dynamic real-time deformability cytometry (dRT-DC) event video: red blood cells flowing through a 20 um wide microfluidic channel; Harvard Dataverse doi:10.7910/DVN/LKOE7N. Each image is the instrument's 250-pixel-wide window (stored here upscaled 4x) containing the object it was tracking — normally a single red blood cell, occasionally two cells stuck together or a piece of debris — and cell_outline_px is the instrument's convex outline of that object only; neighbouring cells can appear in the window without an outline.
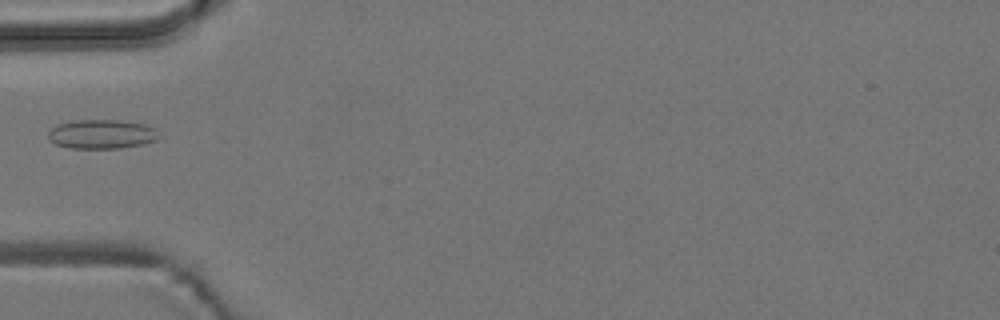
{"species": "common noctule bat (a hibernating species)", "species_latin": "Nyctalus noctula", "temperature_condition": "room temperature", "stored_images_in_passage": 3, "camera_frame_rate_fps": 3000, "um_per_image_px": 0.085, "animal": {"sex": "male", "body_mass_g": 19.2, "forearm_length_mm": 51.8}, "frame": {"image": 1, "passage_image": 2, "time_ms": 1.0, "image_size_px": [1000, 320], "cell_outline_px": [[160, 136], [156, 140], [140, 144], [120, 148], [72, 148], [56, 144], [48, 136], [48, 128], [56, 124], [72, 120], [120, 120], [144, 124], [156, 128]], "centroid_in_image_um": [8.63, 11.38], "position_along_channel_um": 76.4, "area_um2": 18.9}}
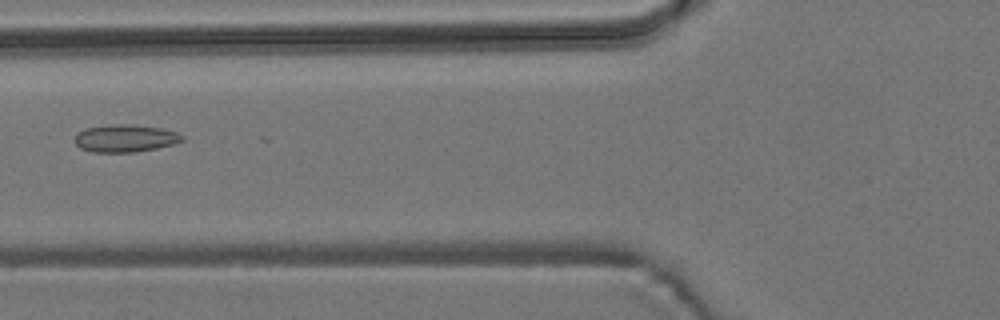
{"frame": {"image": 2, "passage_image": 3, "time_ms": 2.0, "image_size_px": [1000, 320], "cell_outline_px": [[184, 140], [172, 144], [156, 148], [136, 152], [92, 152], [80, 148], [76, 144], [76, 132], [88, 128], [116, 124], [132, 124], [160, 128], [176, 132], [184, 136]], "centroid_in_image_um": [10.65, 11.76], "position_along_channel_um": 115.2, "area_um2": 17.05}}